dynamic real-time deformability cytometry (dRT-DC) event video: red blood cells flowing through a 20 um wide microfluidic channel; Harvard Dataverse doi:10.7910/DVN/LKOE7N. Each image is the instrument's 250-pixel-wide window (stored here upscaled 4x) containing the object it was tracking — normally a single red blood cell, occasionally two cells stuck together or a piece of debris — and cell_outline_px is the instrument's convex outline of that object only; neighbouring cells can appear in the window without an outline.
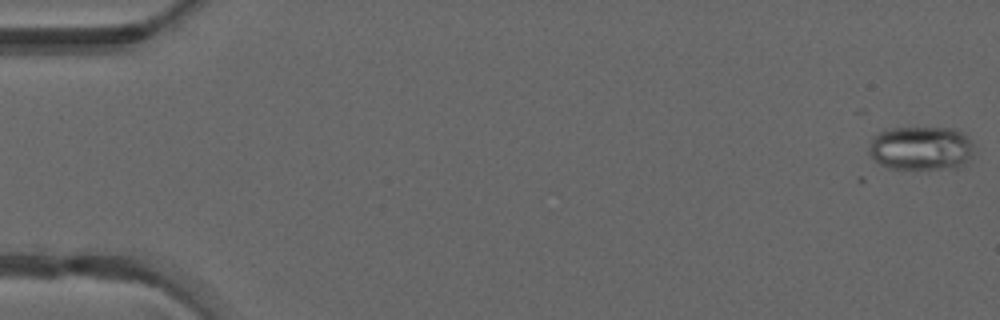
{"species": "common noctule bat (a hibernating species)", "species_latin": "Nyctalus noctula", "temperature_condition": "warm", "stored_images_in_passage": 23, "camera_frame_rate_fps": 3000, "um_per_image_px": 0.085, "animal": {"sex": "male", "forearm_length_mm": 52.5}, "frame": {"image": 1, "passage_image": 1, "time_ms": 0.0, "image_size_px": [1000, 320], "cell_outline_px": [[972, 156], [968, 164], [956, 168], [888, 168], [880, 164], [868, 152], [868, 148], [872, 136], [884, 128], [952, 128], [968, 136], [972, 140]], "centroid_in_image_um": [78.29, 12.59], "position_along_channel_um": 6.7, "area_um2": 27.17}}